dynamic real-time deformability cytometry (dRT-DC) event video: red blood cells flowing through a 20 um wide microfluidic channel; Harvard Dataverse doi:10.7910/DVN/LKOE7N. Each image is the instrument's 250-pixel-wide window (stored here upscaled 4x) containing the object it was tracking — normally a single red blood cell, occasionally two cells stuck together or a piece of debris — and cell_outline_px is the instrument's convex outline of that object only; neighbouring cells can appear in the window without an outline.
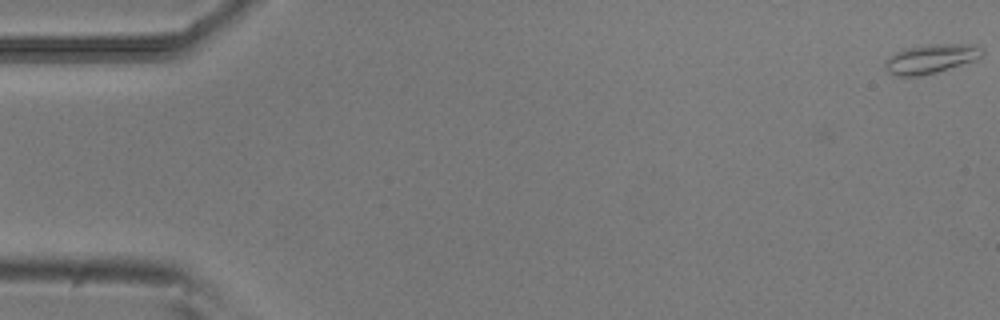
{"species": "common noctule bat (a hibernating species)", "species_latin": "Nyctalus noctula", "temperature_condition": "room temperature", "stored_images_in_passage": 8, "camera_frame_rate_fps": 3000, "um_per_image_px": 0.085, "animal": {"sex": "male", "body_mass_g": 20.5, "forearm_length_mm": 52.5}, "frame": {"image": 1, "passage_image": 1, "time_ms": 0.0, "image_size_px": [1000, 320], "cell_outline_px": [[984, 52], [980, 56], [972, 60], [936, 72], [920, 76], [896, 76], [888, 72], [884, 68], [884, 64], [896, 52], [904, 48], [928, 44], [972, 44], [984, 48]], "centroid_in_image_um": [79.1, 4.98], "position_along_channel_um": 5.9, "area_um2": 16.24}}